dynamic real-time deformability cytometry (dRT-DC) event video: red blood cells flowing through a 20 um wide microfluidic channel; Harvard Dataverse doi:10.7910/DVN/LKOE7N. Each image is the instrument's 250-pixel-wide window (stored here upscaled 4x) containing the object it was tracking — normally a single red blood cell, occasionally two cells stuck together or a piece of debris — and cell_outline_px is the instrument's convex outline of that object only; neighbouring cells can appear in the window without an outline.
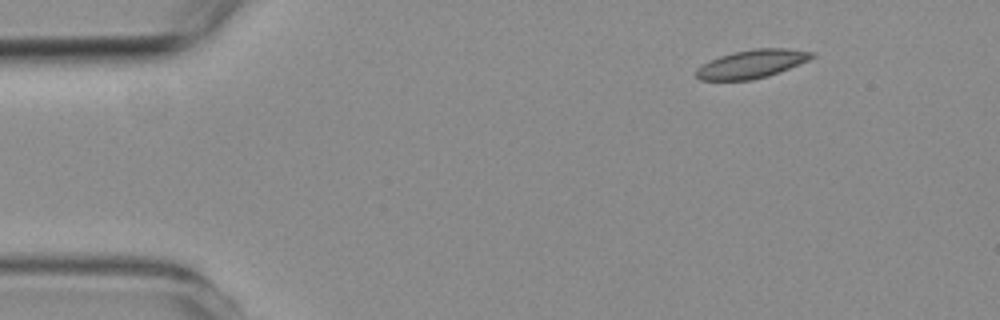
{"species": "common noctule bat (a hibernating species)", "species_latin": "Nyctalus noctula", "temperature_condition": "room temperature", "stored_images_in_passage": 3, "camera_frame_rate_fps": 3000, "um_per_image_px": 0.085, "animal": {"sex": "female", "body_mass_g": 19.3, "forearm_length_mm": 54.1}, "frame": {"image": 1, "passage_image": 3, "time_ms": 3.333, "image_size_px": [1000, 320], "cell_outline_px": [[816, 56], [808, 60], [780, 72], [768, 76], [752, 80], [700, 80], [696, 76], [696, 68], [720, 56], [732, 52], [756, 48], [788, 48], [816, 52]], "centroid_in_image_um": [63.95, 5.43], "position_along_channel_um": 21.1, "area_um2": 19.13}}